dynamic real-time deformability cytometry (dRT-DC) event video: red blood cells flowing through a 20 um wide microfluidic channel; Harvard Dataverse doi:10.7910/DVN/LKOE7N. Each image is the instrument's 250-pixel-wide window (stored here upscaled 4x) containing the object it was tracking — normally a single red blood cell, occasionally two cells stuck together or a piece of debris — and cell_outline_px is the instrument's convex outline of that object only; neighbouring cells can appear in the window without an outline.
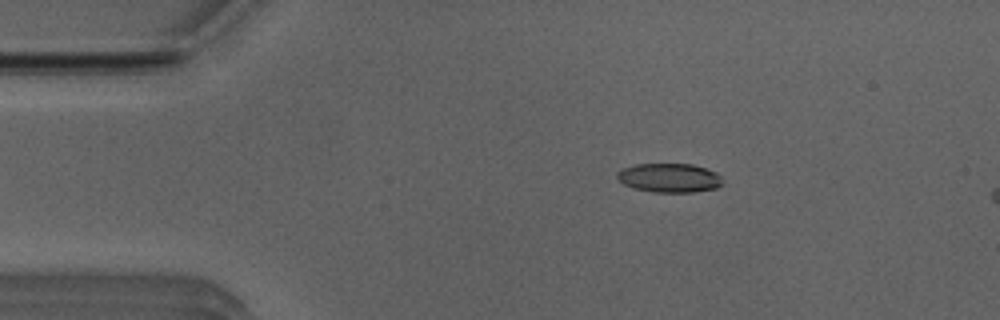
{"species": "Egyptian fruit bat (a non-hibernating species)", "species_latin": "Rousettus aegyptiacus", "temperature_condition": "room temperature", "stored_images_in_passage": 12, "camera_frame_rate_fps": 3000, "um_per_image_px": 0.085, "animal": {"sex": "male"}, "frame": {"image": 1, "passage_image": 7, "time_ms": 2.0, "image_size_px": [1000, 320], "cell_outline_px": [[724, 184], [716, 188], [692, 192], [652, 192], [632, 188], [624, 184], [616, 176], [616, 172], [620, 168], [636, 164], [692, 164], [716, 172], [720, 176]], "centroid_in_image_um": [56.87, 15.12], "position_along_channel_um": 28.1, "area_um2": 17.98}}